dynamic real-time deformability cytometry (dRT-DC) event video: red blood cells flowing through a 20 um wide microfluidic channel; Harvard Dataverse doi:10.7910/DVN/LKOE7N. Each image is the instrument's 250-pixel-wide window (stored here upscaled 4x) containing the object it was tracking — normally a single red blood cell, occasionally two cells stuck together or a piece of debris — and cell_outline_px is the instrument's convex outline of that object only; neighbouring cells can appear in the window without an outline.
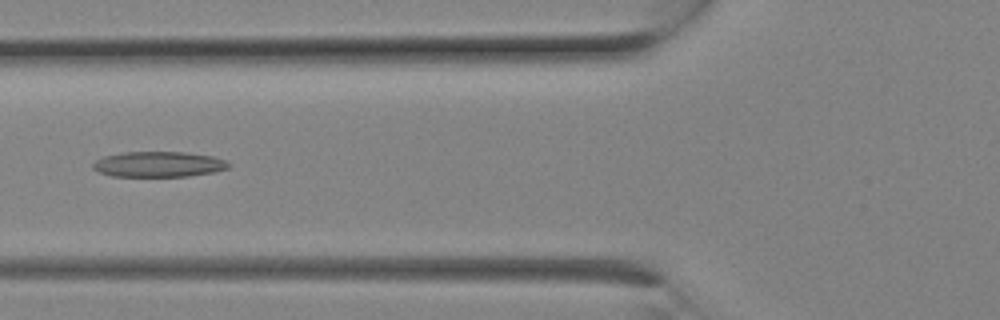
{"species": "Egyptian fruit bat (a non-hibernating species)", "species_latin": "Rousettus aegyptiacus", "temperature_condition": "room temperature", "stored_images_in_passage": 2, "camera_frame_rate_fps": 3000, "um_per_image_px": 0.085, "animal": {"sex": "female"}, "frame": {"image": 1, "passage_image": 2, "time_ms": 0.333, "image_size_px": [1000, 320], "cell_outline_px": [[232, 164], [228, 168], [212, 172], [188, 176], [112, 176], [96, 172], [92, 168], [92, 164], [96, 160], [104, 156], [124, 152], [184, 152], [212, 156], [224, 160]], "centroid_in_image_um": [13.44, 13.96], "position_along_channel_um": 112.4, "area_um2": 20.11}}